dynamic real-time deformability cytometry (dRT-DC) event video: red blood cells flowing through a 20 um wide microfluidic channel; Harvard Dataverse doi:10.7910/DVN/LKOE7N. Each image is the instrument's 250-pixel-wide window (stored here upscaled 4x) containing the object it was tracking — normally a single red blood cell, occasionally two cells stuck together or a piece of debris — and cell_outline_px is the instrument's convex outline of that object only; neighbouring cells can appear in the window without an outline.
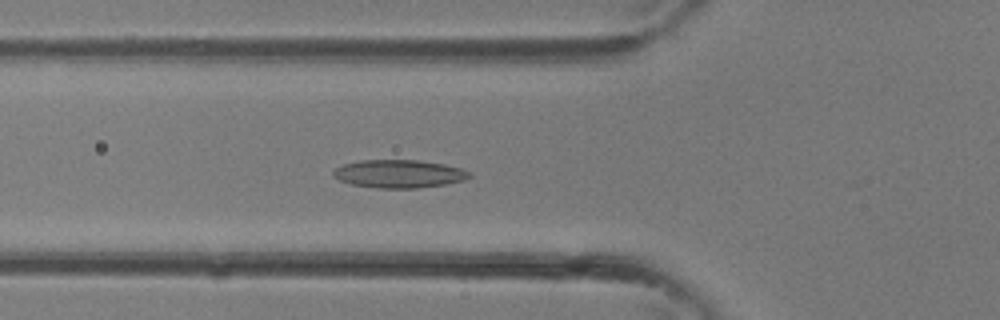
{"species": "common noctule bat (a hibernating species)", "species_latin": "Nyctalus noctula", "temperature_condition": "room temperature", "stored_images_in_passage": 25, "camera_frame_rate_fps": 3000, "um_per_image_px": 0.085, "animal": {"sex": "female"}, "frame": {"image": 1, "passage_image": 2, "time_ms": 0.333, "image_size_px": [1000, 320], "cell_outline_px": [[472, 176], [464, 180], [444, 184], [416, 188], [376, 188], [352, 184], [340, 180], [332, 176], [332, 172], [336, 168], [344, 164], [360, 160], [420, 160], [444, 164], [460, 168], [472, 172]], "centroid_in_image_um": [33.92, 14.77], "position_along_channel_um": 91.9, "area_um2": 22.25}}
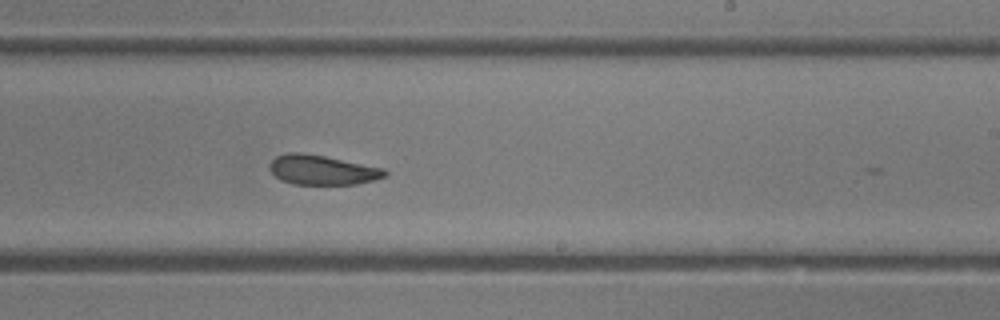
{"frame": {"image": 2, "passage_image": 11, "time_ms": 3.333, "image_size_px": [1000, 320], "cell_outline_px": [[388, 176], [376, 180], [356, 184], [292, 184], [280, 180], [268, 168], [268, 164], [276, 156], [288, 152], [300, 152], [324, 156], [384, 168], [388, 172]], "centroid_in_image_um": [27.39, 14.45], "position_along_channel_um": 261.6, "area_um2": 20.06}}
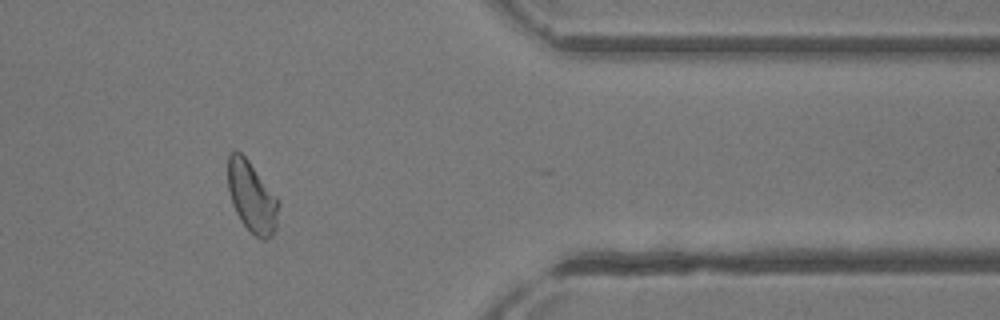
{"frame": {"image": 3, "passage_image": 19, "time_ms": 6.0, "image_size_px": [1000, 320], "cell_outline_px": [[280, 204], [276, 228], [272, 236], [264, 240], [260, 240], [240, 220], [232, 204], [228, 188], [228, 156], [232, 152], [240, 152], [248, 160], [280, 200]], "centroid_in_image_um": [21.43, 16.76], "position_along_channel_um": 390.0, "area_um2": 20.92}}